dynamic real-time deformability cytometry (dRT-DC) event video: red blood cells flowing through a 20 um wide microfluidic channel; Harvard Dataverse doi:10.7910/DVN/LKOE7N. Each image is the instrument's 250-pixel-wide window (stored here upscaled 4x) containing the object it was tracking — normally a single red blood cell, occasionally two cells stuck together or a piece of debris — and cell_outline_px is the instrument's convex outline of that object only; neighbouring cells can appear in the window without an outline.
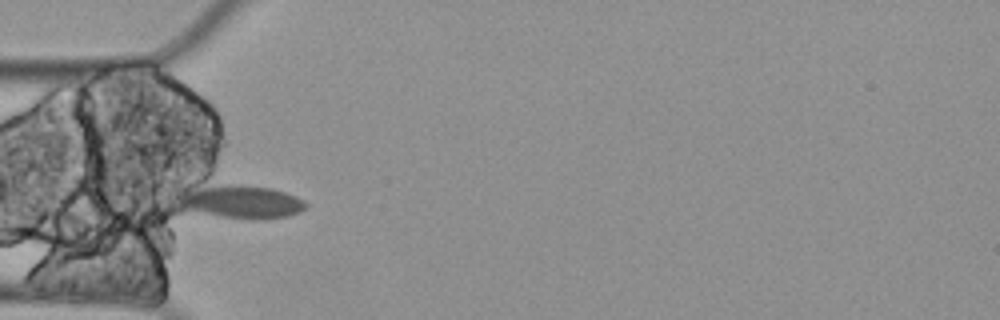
{"species": "Egyptian fruit bat (a non-hibernating species)", "species_latin": "Rousettus aegyptiacus", "temperature_condition": "cold", "stored_images_in_passage": 5, "camera_frame_rate_fps": 3000, "um_per_image_px": 0.085, "animal": {"sex": "female"}, "frame": {"image": 1, "passage_image": 4, "time_ms": 1.0, "image_size_px": [1000, 320], "cell_outline_px": [[308, 204], [300, 212], [288, 216], [260, 220], [176, 212], [168, 196], [168, 192], [204, 188], [272, 188], [296, 196], [304, 200]], "centroid_in_image_um": [20.18, 17.23], "position_along_channel_um": 64.8, "area_um2": 25.2}}
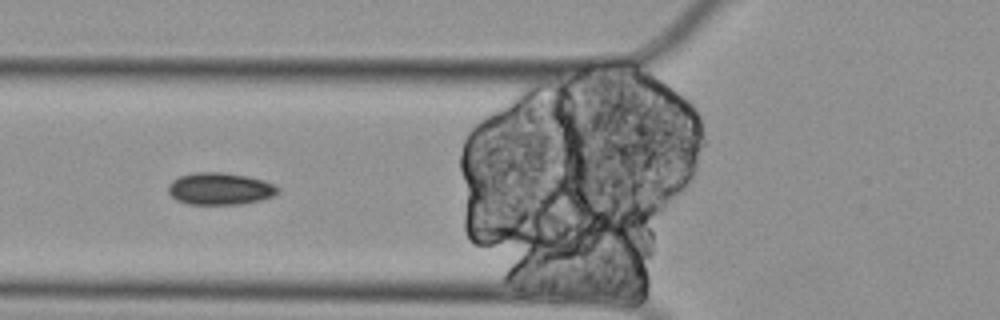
{"frame": {"image": 2, "passage_image": 5, "time_ms": 1.333, "image_size_px": [1000, 320], "cell_outline_px": [[280, 192], [272, 196], [260, 200], [240, 204], [188, 204], [176, 200], [168, 192], [168, 184], [172, 180], [180, 176], [196, 172], [224, 172], [244, 176], [260, 180], [272, 184], [280, 188]], "centroid_in_image_um": [18.66, 16.05], "position_along_channel_um": 107.1, "area_um2": 20.35}}